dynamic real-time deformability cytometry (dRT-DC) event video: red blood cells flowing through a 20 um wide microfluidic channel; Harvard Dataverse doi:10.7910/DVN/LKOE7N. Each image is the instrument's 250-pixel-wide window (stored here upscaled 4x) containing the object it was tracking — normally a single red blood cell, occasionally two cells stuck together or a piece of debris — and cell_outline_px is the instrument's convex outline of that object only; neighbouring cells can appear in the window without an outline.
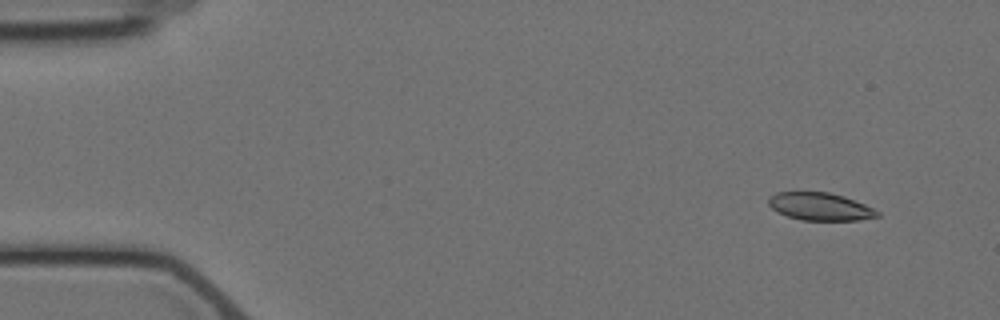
{"species": "Egyptian fruit bat (a non-hibernating species)", "species_latin": "Rousettus aegyptiacus", "temperature_condition": "cold", "stored_images_in_passage": 9, "camera_frame_rate_fps": 3000, "um_per_image_px": 0.085, "animal": {"sex": "female"}, "frame": {"image": 1, "passage_image": 1, "time_ms": 0.0, "image_size_px": [1000, 320], "cell_outline_px": [[880, 216], [860, 220], [800, 220], [776, 212], [768, 204], [768, 196], [776, 192], [828, 192], [844, 196], [864, 204], [880, 212]], "centroid_in_image_um": [69.68, 17.56], "position_along_channel_um": 15.3, "area_um2": 17.63}}
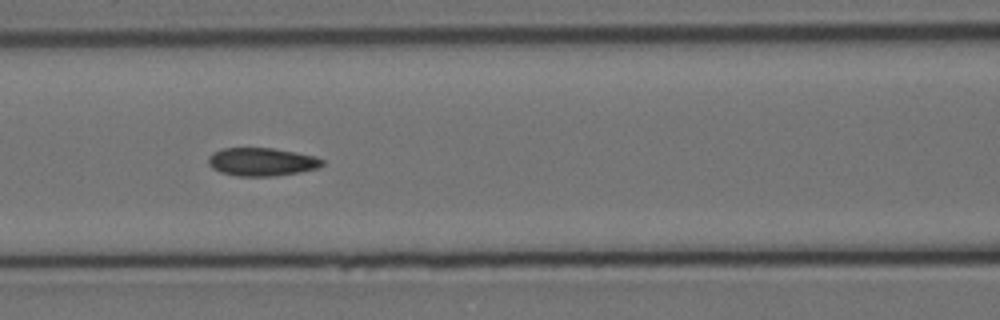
{"frame": {"image": 2, "passage_image": 6, "time_ms": 6.667, "image_size_px": [1000, 320], "cell_outline_px": [[324, 164], [316, 168], [300, 172], [276, 176], [236, 176], [220, 172], [212, 168], [208, 164], [208, 156], [212, 152], [224, 148], [272, 148], [312, 156], [324, 160]], "centroid_in_image_um": [22.19, 13.76], "position_along_channel_um": 144.4, "area_um2": 18.61}}
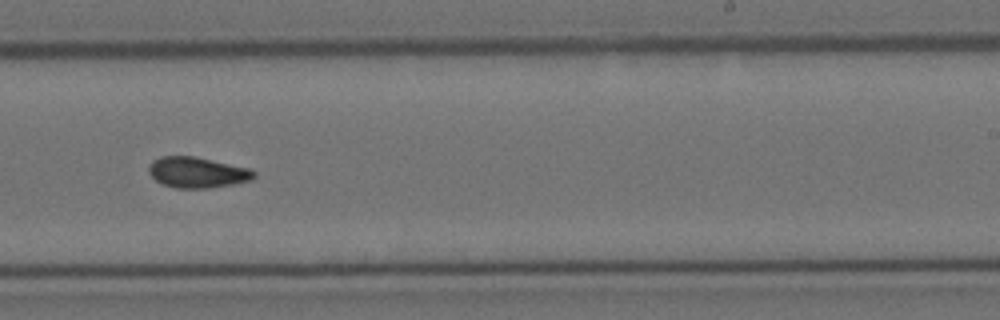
{"frame": {"image": 3, "passage_image": 9, "time_ms": 10.333, "image_size_px": [1000, 320], "cell_outline_px": [[256, 176], [252, 180], [236, 184], [208, 188], [176, 188], [164, 184], [156, 180], [148, 172], [148, 164], [152, 160], [160, 156], [196, 156], [252, 168], [256, 172]], "centroid_in_image_um": [16.81, 14.64], "position_along_channel_um": 272.2, "area_um2": 19.25}}